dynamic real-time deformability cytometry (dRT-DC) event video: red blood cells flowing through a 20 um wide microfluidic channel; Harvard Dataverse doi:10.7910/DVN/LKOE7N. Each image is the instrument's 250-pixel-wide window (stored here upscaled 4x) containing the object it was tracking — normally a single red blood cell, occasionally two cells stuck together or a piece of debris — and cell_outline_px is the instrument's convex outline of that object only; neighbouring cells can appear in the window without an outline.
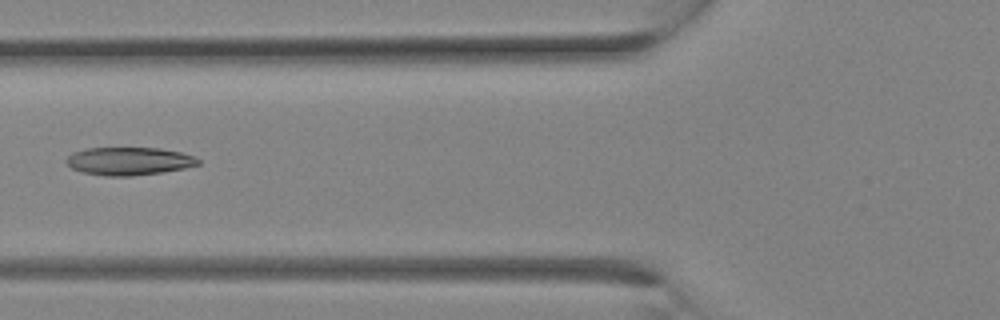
{"species": "Egyptian fruit bat (a non-hibernating species)", "species_latin": "Rousettus aegyptiacus", "temperature_condition": "room temperature", "stored_images_in_passage": 6, "camera_frame_rate_fps": 3000, "um_per_image_px": 0.085, "animal": {"sex": "female"}, "frame": {"image": 1, "passage_image": 5, "time_ms": 1.333, "image_size_px": [1000, 320], "cell_outline_px": [[200, 164], [184, 168], [160, 172], [132, 176], [108, 176], [84, 172], [72, 168], [64, 164], [64, 160], [72, 152], [88, 148], [160, 148], [180, 152], [192, 156], [200, 160]], "centroid_in_image_um": [10.92, 13.69], "position_along_channel_um": 114.9, "area_um2": 21.39}}